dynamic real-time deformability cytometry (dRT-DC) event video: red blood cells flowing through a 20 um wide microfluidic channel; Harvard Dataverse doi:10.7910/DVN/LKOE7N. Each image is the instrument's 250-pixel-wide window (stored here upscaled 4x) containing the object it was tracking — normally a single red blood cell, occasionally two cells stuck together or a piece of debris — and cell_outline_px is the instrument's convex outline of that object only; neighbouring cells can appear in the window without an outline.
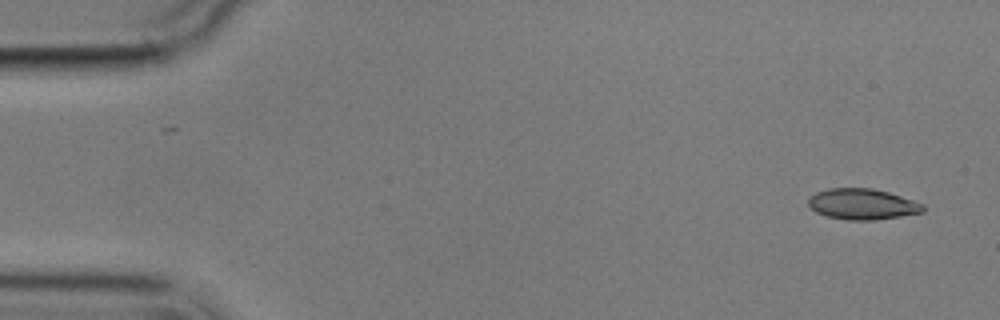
{"species": "common noctule bat (a hibernating species)", "species_latin": "Nyctalus noctula", "temperature_condition": "cold", "stored_images_in_passage": 3, "camera_frame_rate_fps": 3000, "um_per_image_px": 0.085, "animal": {"sex": "male", "body_mass_g": 17.9}, "frame": {"image": 1, "passage_image": 3, "time_ms": 2.333, "image_size_px": [1000, 320], "cell_outline_px": [[924, 212], [876, 220], [848, 220], [828, 216], [816, 212], [808, 204], [808, 200], [816, 192], [828, 188], [872, 188], [888, 192], [924, 204]], "centroid_in_image_um": [73.31, 17.35], "position_along_channel_um": 11.7, "area_um2": 20.46}}